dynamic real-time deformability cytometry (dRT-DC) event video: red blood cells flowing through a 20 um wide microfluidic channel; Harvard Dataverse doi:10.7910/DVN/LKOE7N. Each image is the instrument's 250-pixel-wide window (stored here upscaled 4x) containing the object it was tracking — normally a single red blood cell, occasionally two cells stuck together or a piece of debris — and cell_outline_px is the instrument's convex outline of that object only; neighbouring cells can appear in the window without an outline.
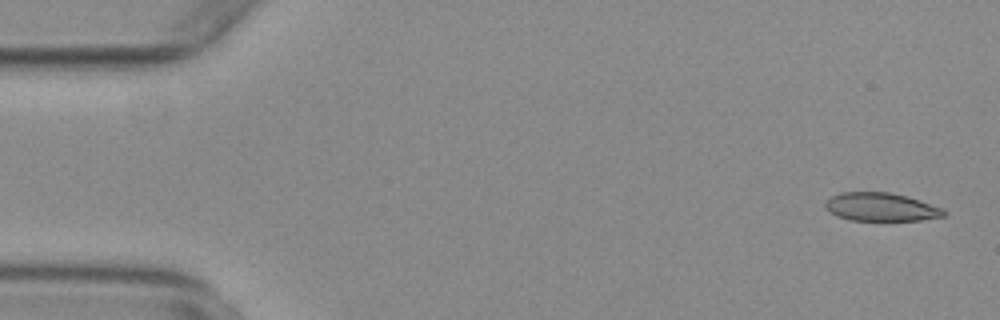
{"species": "common noctule bat (a hibernating species)", "species_latin": "Nyctalus noctula", "temperature_condition": "warm", "stored_images_in_passage": 54, "camera_frame_rate_fps": 3000, "um_per_image_px": 0.085, "animal": {"sex": "female", "body_mass_g": 29.2, "forearm_length_mm": 56.3}, "frame": {"image": 1, "passage_image": 2, "time_ms": 0.333, "image_size_px": [1000, 320], "cell_outline_px": [[948, 212], [944, 216], [920, 220], [852, 220], [836, 216], [824, 204], [832, 196], [840, 192], [888, 192], [908, 196], [944, 208]], "centroid_in_image_um": [74.94, 17.59], "position_along_channel_um": 10.1, "area_um2": 19.48}}
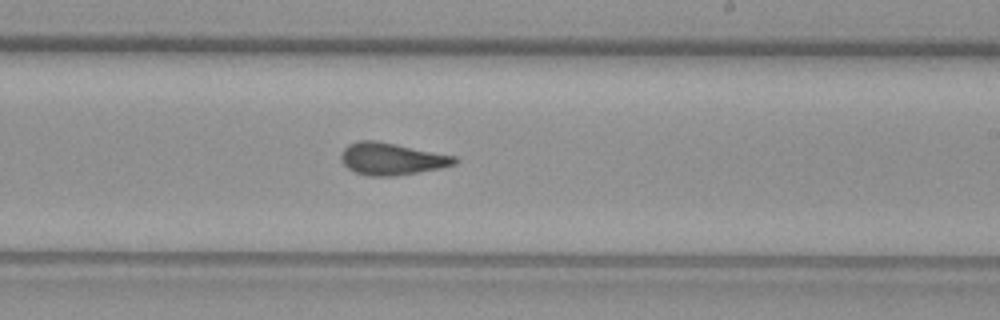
{"frame": {"image": 2, "passage_image": 32, "time_ms": 10.333, "image_size_px": [1000, 320], "cell_outline_px": [[460, 160], [456, 164], [440, 168], [396, 176], [368, 176], [356, 172], [348, 168], [340, 160], [340, 152], [348, 144], [360, 140], [376, 140], [456, 156]], "centroid_in_image_um": [33.28, 13.5], "position_along_channel_um": 255.7, "area_um2": 21.39}}
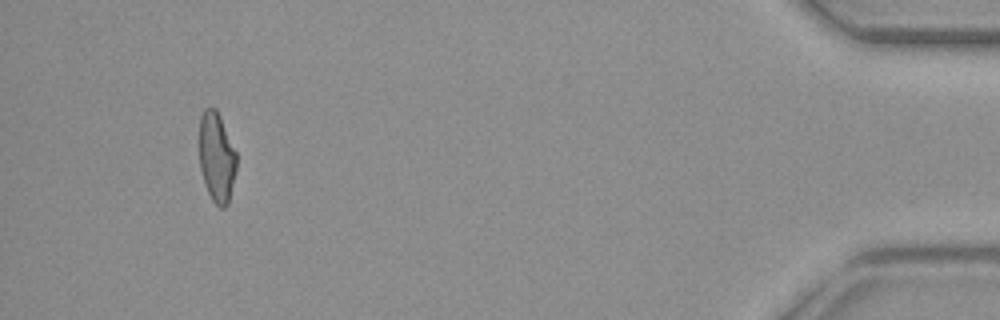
{"frame": {"image": 3, "passage_image": 51, "time_ms": 16.667, "image_size_px": [1000, 320], "cell_outline_px": [[236, 172], [228, 204], [224, 208], [220, 208], [212, 200], [204, 184], [200, 168], [200, 116], [204, 108], [216, 108], [220, 116], [236, 152]], "centroid_in_image_um": [18.42, 13.38], "position_along_channel_um": 416.8, "area_um2": 19.48}, "authors_computed_cell_mechanics": {"area_um2": 20.8369, "velocity_mm_per_s": 3.7723, "shape_relaxation_time_tau1_ms": null, "shape_relaxation_time_tau2_ms": 2.1882, "deformation_change_tau1": null, "deformation_change_tau2": 0.093}}